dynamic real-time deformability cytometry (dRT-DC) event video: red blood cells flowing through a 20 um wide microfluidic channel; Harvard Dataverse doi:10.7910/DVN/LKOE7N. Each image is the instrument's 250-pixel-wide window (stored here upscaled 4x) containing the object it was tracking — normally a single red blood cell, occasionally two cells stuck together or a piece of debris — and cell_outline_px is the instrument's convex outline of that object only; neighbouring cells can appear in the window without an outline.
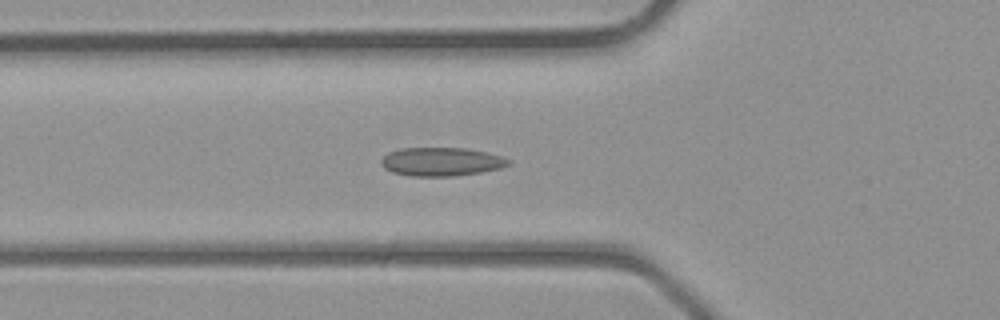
{"species": "common noctule bat (a hibernating species)", "species_latin": "Nyctalus noctula", "temperature_condition": "room temperature", "stored_images_in_passage": 29, "camera_frame_rate_fps": 3000, "um_per_image_px": 0.085, "animal": {"sex": "male", "body_mass_g": 23.1, "forearm_length_mm": 52.7}, "frame": {"image": 1, "passage_image": 8, "time_ms": 2.333, "image_size_px": [1000, 320], "cell_outline_px": [[512, 160], [508, 164], [500, 168], [480, 172], [456, 176], [412, 176], [392, 172], [384, 168], [380, 164], [380, 160], [388, 152], [400, 148], [464, 148], [488, 152]], "centroid_in_image_um": [37.48, 13.74], "position_along_channel_um": 88.3, "area_um2": 21.21}}
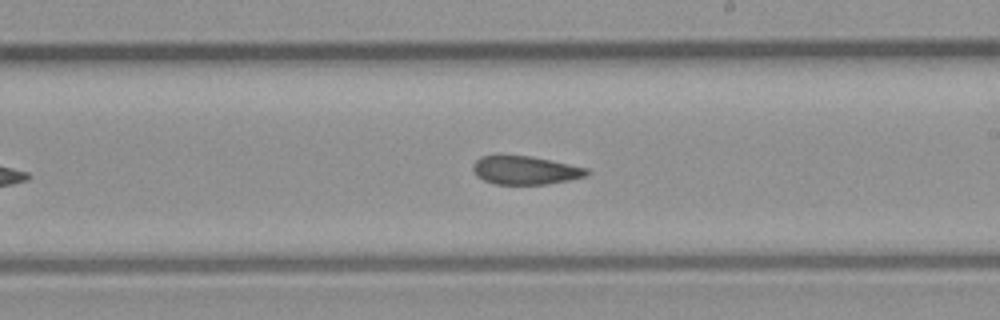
{"frame": {"image": 2, "passage_image": 17, "time_ms": 5.333, "image_size_px": [1000, 320], "cell_outline_px": [[592, 172], [584, 176], [568, 180], [544, 184], [496, 184], [484, 180], [476, 176], [472, 168], [472, 164], [480, 156], [500, 152], [532, 156], [588, 168]], "centroid_in_image_um": [44.57, 14.42], "position_along_channel_um": 244.4, "area_um2": 19.48}}
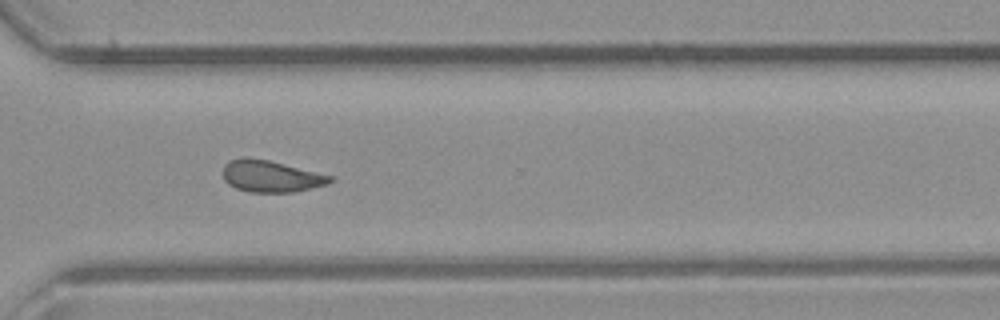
{"frame": {"image": 3, "passage_image": 23, "time_ms": 7.333, "image_size_px": [1000, 320], "cell_outline_px": [[336, 180], [328, 184], [292, 192], [248, 192], [236, 188], [228, 184], [224, 180], [224, 164], [228, 160], [244, 156], [268, 160], [336, 176]], "centroid_in_image_um": [23.06, 14.97], "position_along_channel_um": 347.5, "area_um2": 20.06}}